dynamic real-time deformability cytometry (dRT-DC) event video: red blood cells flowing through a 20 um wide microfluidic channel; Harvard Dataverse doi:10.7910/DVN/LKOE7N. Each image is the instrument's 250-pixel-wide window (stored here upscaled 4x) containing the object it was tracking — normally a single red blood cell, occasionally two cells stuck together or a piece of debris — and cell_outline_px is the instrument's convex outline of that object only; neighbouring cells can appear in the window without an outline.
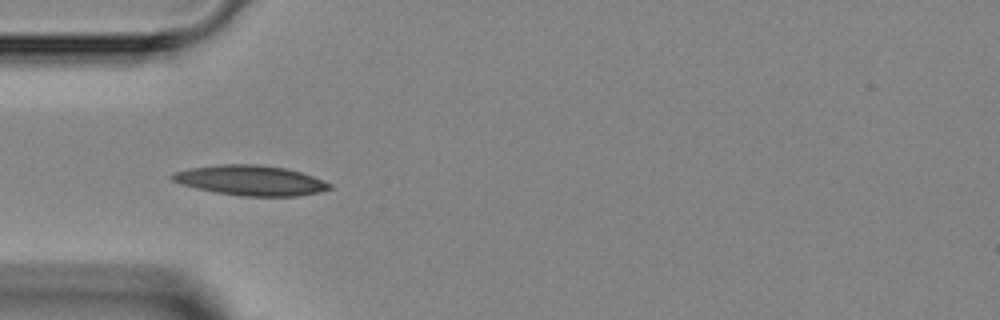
{"species": "Egyptian fruit bat (a non-hibernating species)", "species_latin": "Rousettus aegyptiacus", "temperature_condition": "room temperature", "stored_images_in_passage": 6, "camera_frame_rate_fps": 3000, "um_per_image_px": 0.085, "animal": {"sex": "female"}, "frame": {"image": 1, "passage_image": 4, "time_ms": 3.667, "image_size_px": [1000, 320], "cell_outline_px": [[332, 188], [316, 192], [296, 196], [240, 196], [216, 192], [196, 188], [180, 184], [172, 180], [168, 176], [176, 172], [188, 168], [220, 164], [256, 164], [284, 168], [300, 172], [312, 176], [332, 184]], "centroid_in_image_um": [21.25, 15.33], "position_along_channel_um": 63.7, "area_um2": 27.4}}
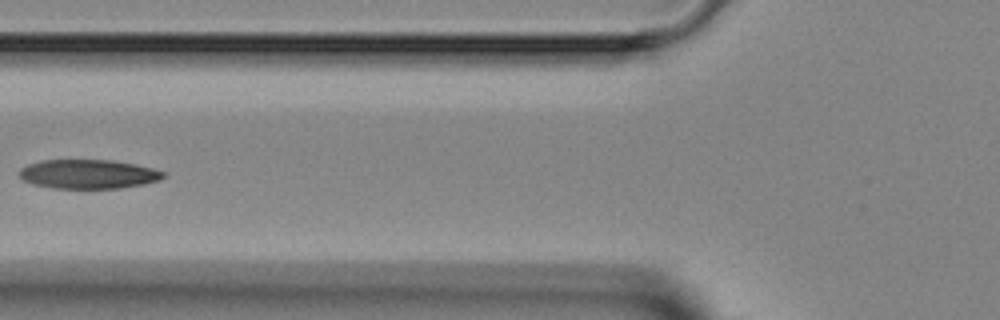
{"frame": {"image": 2, "passage_image": 5, "time_ms": 5.0, "image_size_px": [1000, 320], "cell_outline_px": [[164, 176], [160, 180], [144, 184], [120, 188], [48, 188], [32, 184], [24, 180], [20, 176], [20, 168], [28, 164], [40, 160], [112, 160], [136, 164], [152, 168], [164, 172]], "centroid_in_image_um": [7.49, 14.8], "position_along_channel_um": 118.3, "area_um2": 24.51}}
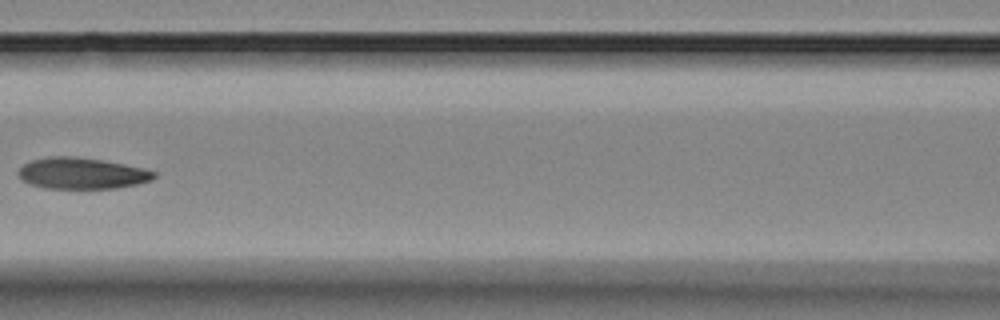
{"frame": {"image": 3, "passage_image": 6, "time_ms": 6.0, "image_size_px": [1000, 320], "cell_outline_px": [[156, 176], [152, 180], [136, 184], [116, 188], [44, 188], [28, 184], [20, 176], [20, 168], [24, 164], [32, 160], [48, 156], [76, 156], [104, 160], [144, 168], [156, 172]], "centroid_in_image_um": [6.98, 14.72], "position_along_channel_um": 159.6, "area_um2": 24.68}}